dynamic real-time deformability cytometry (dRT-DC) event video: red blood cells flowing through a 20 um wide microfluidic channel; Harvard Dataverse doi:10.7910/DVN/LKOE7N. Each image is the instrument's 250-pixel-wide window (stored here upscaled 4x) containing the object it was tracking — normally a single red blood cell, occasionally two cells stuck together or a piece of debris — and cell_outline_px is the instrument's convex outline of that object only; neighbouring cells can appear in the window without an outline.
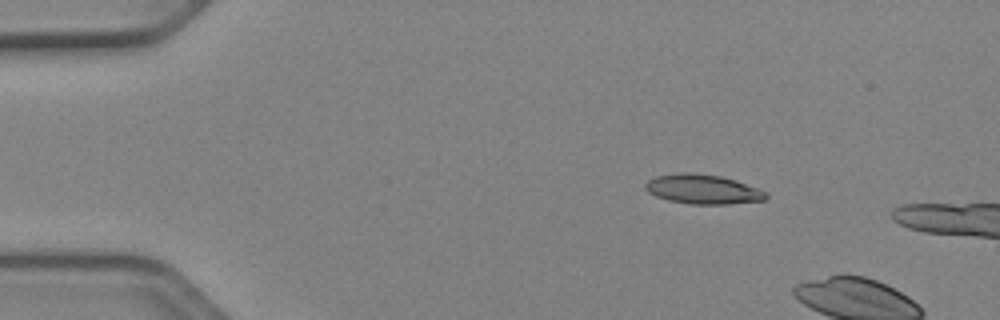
{"species": "Egyptian fruit bat (a non-hibernating species)", "species_latin": "Rousettus aegyptiacus", "temperature_condition": "cold", "stored_images_in_passage": 4, "camera_frame_rate_fps": 3000, "um_per_image_px": 0.085, "animal": {"sex": "female"}, "frame": {"image": 1, "passage_image": 1, "time_ms": 0.0, "image_size_px": [1000, 320], "cell_outline_px": [[768, 196], [764, 200], [728, 204], [692, 204], [668, 200], [656, 196], [648, 192], [644, 188], [644, 184], [648, 180], [656, 176], [688, 172], [720, 176], [736, 180], [756, 188], [764, 192]], "centroid_in_image_um": [59.7, 16.09], "position_along_channel_um": 25.3, "area_um2": 20.46}}